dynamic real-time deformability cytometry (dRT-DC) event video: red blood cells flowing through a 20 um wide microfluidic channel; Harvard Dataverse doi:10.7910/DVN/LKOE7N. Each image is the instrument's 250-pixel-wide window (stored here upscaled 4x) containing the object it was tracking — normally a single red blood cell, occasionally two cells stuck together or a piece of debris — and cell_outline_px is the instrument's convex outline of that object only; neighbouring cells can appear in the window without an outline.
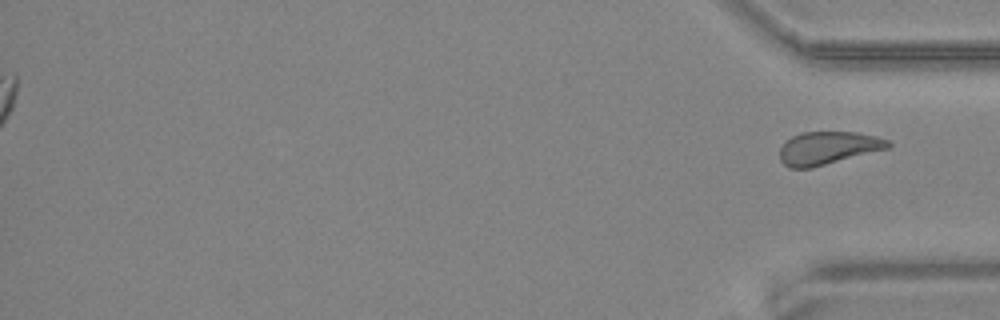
{"species": "common noctule bat (a hibernating species)", "species_latin": "Nyctalus noctula", "temperature_condition": "warm", "stored_images_in_passage": 45, "segment_of_instrument_passage": [2, 2], "camera_frame_rate_fps": 3000, "um_per_image_px": 0.085, "animal": {"sex": "female", "body_mass_g": 24.6, "forearm_length_mm": 56.2}, "frame": {"image": 1, "passage_image": 45, "time_ms": 14.667, "image_size_px": [1000, 320], "cell_outline_px": [[892, 144], [888, 148], [812, 168], [788, 168], [780, 160], [780, 148], [792, 136], [800, 132], [856, 132], [876, 136], [888, 140]], "centroid_in_image_um": [70.37, 12.58], "position_along_channel_um": 364.8, "area_um2": 20.69}}